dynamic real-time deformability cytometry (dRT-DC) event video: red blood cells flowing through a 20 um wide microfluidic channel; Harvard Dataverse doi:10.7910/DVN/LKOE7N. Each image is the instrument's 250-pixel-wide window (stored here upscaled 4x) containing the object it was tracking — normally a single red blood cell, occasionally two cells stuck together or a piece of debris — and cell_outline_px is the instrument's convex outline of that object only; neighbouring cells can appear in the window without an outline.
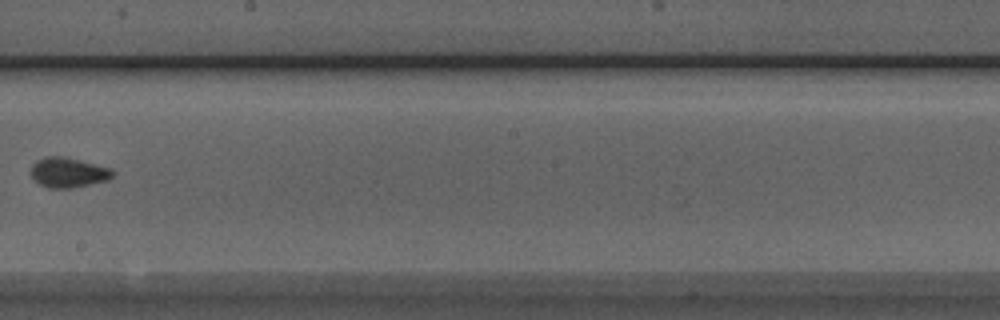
{"species": "Egyptian fruit bat (a non-hibernating species)", "species_latin": "Rousettus aegyptiacus", "temperature_condition": "room temperature", "stored_images_in_passage": 10, "segment_of_instrument_passage": [1, 2], "camera_frame_rate_fps": 3000, "um_per_image_px": 0.085, "animal": {"sex": "male"}, "frame": {"image": 1, "passage_image": 9, "time_ms": 9.333, "image_size_px": [1000, 320], "cell_outline_px": [[116, 172], [108, 180], [72, 188], [48, 188], [40, 184], [28, 172], [32, 164], [36, 160], [44, 156], [64, 156], [112, 168]], "centroid_in_image_um": [5.78, 14.65], "position_along_channel_um": 242.4, "area_um2": 14.51}}